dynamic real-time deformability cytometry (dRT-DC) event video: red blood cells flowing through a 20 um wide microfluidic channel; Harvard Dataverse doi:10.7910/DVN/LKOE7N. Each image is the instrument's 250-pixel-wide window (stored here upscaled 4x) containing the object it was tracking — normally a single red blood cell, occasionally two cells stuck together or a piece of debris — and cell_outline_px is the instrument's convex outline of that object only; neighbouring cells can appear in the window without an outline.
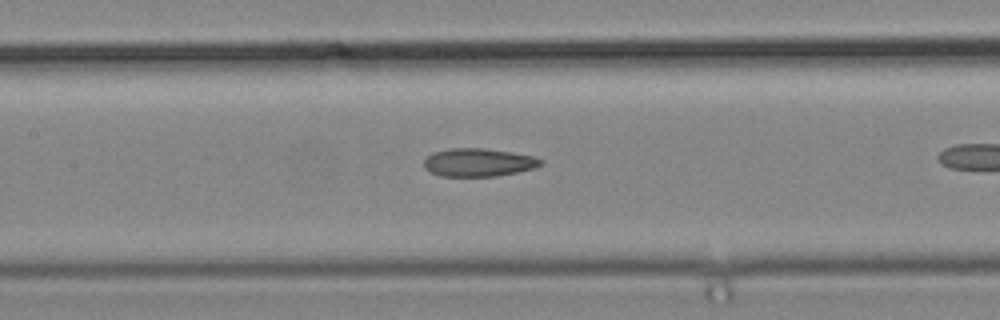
{"species": "common noctule bat (a hibernating species)", "species_latin": "Nyctalus noctula", "temperature_condition": "cold", "stored_images_in_passage": 35, "camera_frame_rate_fps": 3000, "um_per_image_px": 0.085, "animal": {"sex": "male", "body_mass_g": 19.2, "forearm_length_mm": 51.8}, "frame": {"image": 1, "passage_image": 20, "time_ms": 6.333, "image_size_px": [1000, 320], "cell_outline_px": [[544, 164], [532, 168], [516, 172], [496, 176], [440, 176], [424, 168], [424, 160], [432, 152], [452, 148], [484, 148], [532, 156], [544, 160]], "centroid_in_image_um": [40.65, 13.8], "position_along_channel_um": 166.8, "area_um2": 18.96}}